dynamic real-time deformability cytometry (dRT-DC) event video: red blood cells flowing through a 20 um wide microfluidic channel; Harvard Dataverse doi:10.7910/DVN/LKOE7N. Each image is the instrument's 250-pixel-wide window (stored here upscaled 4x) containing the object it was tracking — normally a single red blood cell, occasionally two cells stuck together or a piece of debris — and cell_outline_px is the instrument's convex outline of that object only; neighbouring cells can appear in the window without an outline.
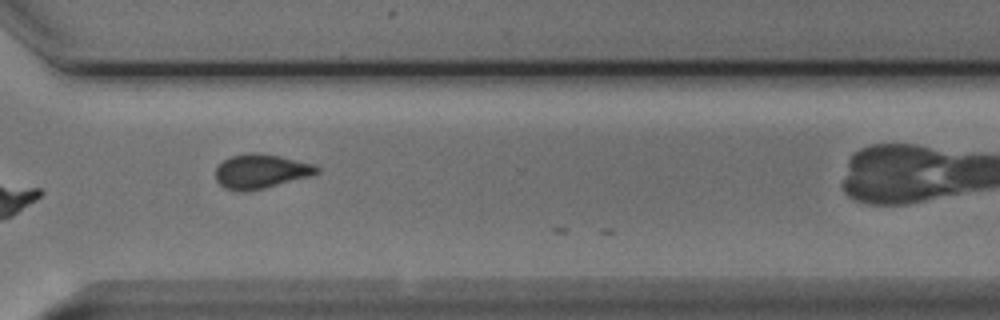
{"species": "Egyptian fruit bat (a non-hibernating species)", "species_latin": "Rousettus aegyptiacus", "temperature_condition": "cold", "stored_images_in_passage": 39, "camera_frame_rate_fps": 3000, "um_per_image_px": 0.085, "animal": {"sex": "male"}, "frame": {"image": 1, "passage_image": 38, "time_ms": 12.333, "image_size_px": [1000, 320], "cell_outline_px": [[320, 172], [312, 176], [264, 188], [244, 192], [224, 188], [216, 180], [216, 168], [224, 160], [232, 156], [248, 152], [260, 152], [280, 156], [316, 164], [320, 168]], "centroid_in_image_um": [22.22, 14.55], "position_along_channel_um": 348.4, "area_um2": 20.46}}